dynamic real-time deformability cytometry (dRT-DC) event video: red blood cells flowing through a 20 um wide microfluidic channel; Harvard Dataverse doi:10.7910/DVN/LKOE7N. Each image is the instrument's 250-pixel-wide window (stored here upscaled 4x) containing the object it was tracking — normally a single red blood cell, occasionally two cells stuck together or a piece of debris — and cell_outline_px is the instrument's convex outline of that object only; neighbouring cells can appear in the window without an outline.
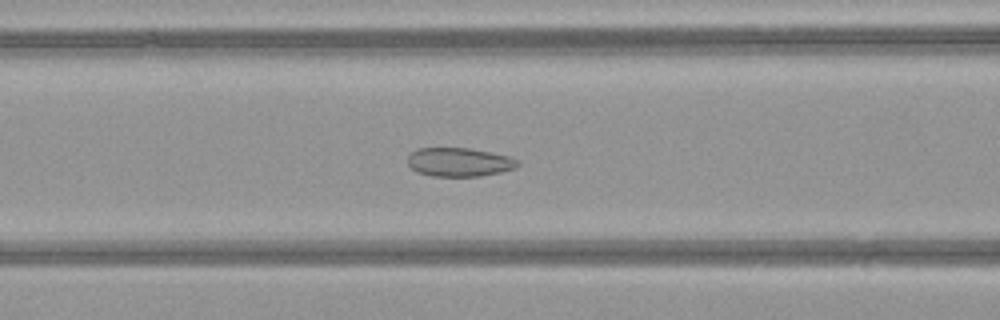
{"species": "common noctule bat (a hibernating species)", "species_latin": "Nyctalus noctula", "temperature_condition": "warm", "stored_images_in_passage": 49, "camera_frame_rate_fps": 3000, "um_per_image_px": 0.085, "animal": {"sex": "female", "body_mass_g": 21.9}, "frame": {"image": 1, "passage_image": 20, "time_ms": 6.333, "image_size_px": [1000, 320], "cell_outline_px": [[520, 164], [516, 168], [500, 172], [480, 176], [432, 176], [416, 172], [408, 164], [408, 156], [416, 148], [468, 148], [492, 152], [508, 156], [516, 160]], "centroid_in_image_um": [39.02, 13.78], "position_along_channel_um": 127.6, "area_um2": 18.44}}
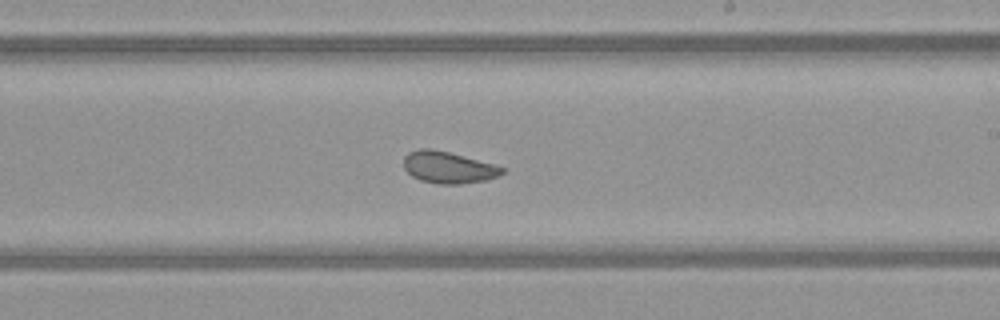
{"frame": {"image": 2, "passage_image": 29, "time_ms": 9.333, "image_size_px": [1000, 320], "cell_outline_px": [[504, 172], [488, 180], [460, 184], [440, 184], [420, 180], [412, 176], [404, 168], [404, 156], [408, 152], [420, 148], [432, 148], [496, 164], [504, 168]], "centroid_in_image_um": [38.1, 14.22], "position_along_channel_um": 250.9, "area_um2": 18.26}}
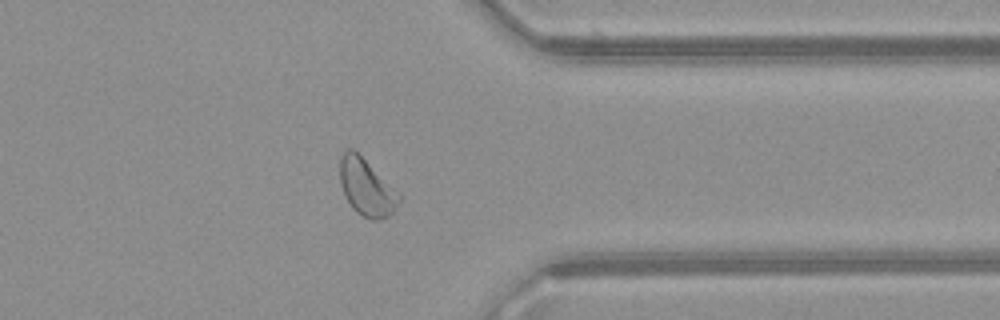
{"frame": {"image": 3, "passage_image": 39, "time_ms": 12.667, "image_size_px": [1000, 320], "cell_outline_px": [[400, 200], [392, 212], [388, 216], [380, 220], [372, 220], [356, 212], [352, 208], [340, 184], [340, 160], [344, 152], [348, 148], [352, 148], [400, 192]], "centroid_in_image_um": [31.16, 15.93], "position_along_channel_um": 380.2, "area_um2": 19.36}, "authors_computed_cell_mechanics": {"area_um2": 20.5768, "velocity_mm_per_s": 4.1067, "shape_relaxation_time_tau1_ms": 6.7262, "shape_relaxation_time_tau2_ms": 1.2188, "deformation_change_tau1": 0.1005, "deformation_change_tau2": 0.0486}}